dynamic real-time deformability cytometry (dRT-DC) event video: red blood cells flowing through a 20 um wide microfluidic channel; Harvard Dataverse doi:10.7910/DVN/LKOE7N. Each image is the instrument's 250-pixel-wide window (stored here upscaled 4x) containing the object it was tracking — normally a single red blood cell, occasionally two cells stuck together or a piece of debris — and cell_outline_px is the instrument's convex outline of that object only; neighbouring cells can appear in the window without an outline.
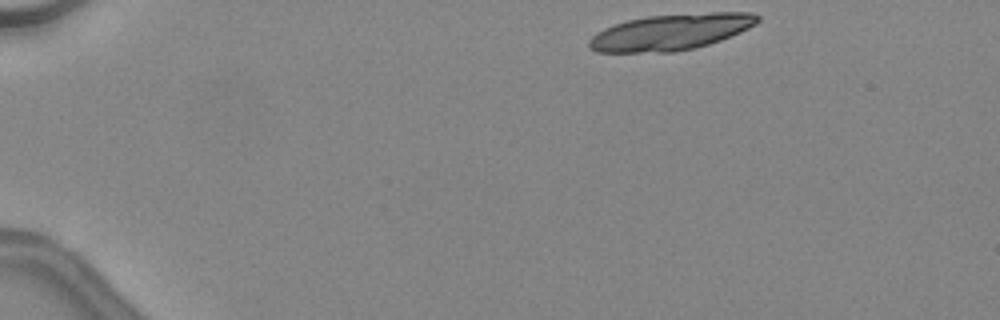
{"species": "common noctule bat (a hibernating species)", "species_latin": "Nyctalus noctula", "temperature_condition": "warm", "stored_images_in_passage": 13, "camera_frame_rate_fps": 3000, "um_per_image_px": 0.085, "animal": {"sex": "female", "body_mass_g": 24.6, "forearm_length_mm": 56.2}, "frame": {"image": 1, "passage_image": 1, "time_ms": 0.0, "image_size_px": [1000, 320], "cell_outline_px": [[760, 20], [756, 24], [740, 32], [720, 40], [696, 48], [676, 52], [596, 52], [588, 48], [588, 40], [596, 32], [604, 28], [628, 20], [648, 16], [712, 12], [752, 12], [760, 16]], "centroid_in_image_um": [57.02, 2.73], "position_along_channel_um": 28.0, "area_um2": 35.55}}